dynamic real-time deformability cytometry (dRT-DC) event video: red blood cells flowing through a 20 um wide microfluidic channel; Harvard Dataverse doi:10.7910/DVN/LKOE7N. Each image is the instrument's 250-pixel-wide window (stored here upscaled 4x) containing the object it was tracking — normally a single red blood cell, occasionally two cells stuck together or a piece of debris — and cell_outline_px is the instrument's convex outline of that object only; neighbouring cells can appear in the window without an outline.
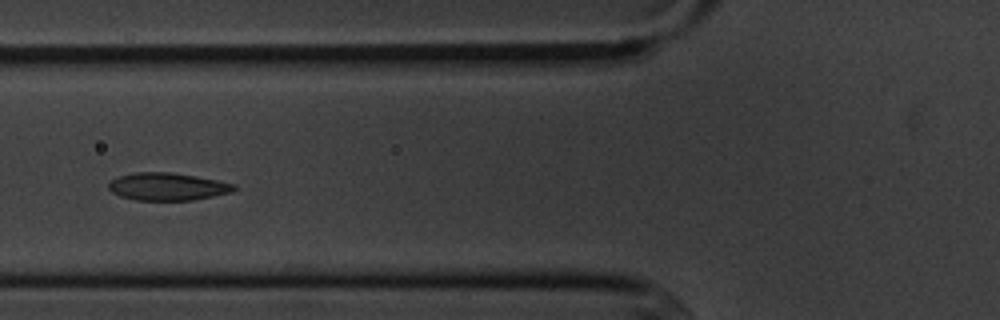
{"species": "common noctule bat (a hibernating species)", "species_latin": "Nyctalus noctula", "temperature_condition": "cold", "stored_images_in_passage": 14, "camera_frame_rate_fps": 3000, "um_per_image_px": 0.085, "animal": {"sex": "male", "body_mass_g": 20.1, "forearm_length_mm": 53.5}, "frame": {"image": 1, "passage_image": 5, "time_ms": 5.667, "image_size_px": [1000, 320], "cell_outline_px": [[236, 188], [232, 192], [192, 200], [136, 200], [120, 196], [112, 192], [108, 188], [108, 180], [116, 176], [132, 172], [168, 172], [196, 176], [236, 184]], "centroid_in_image_um": [14.17, 15.85], "position_along_channel_um": 111.6, "area_um2": 20.29}}
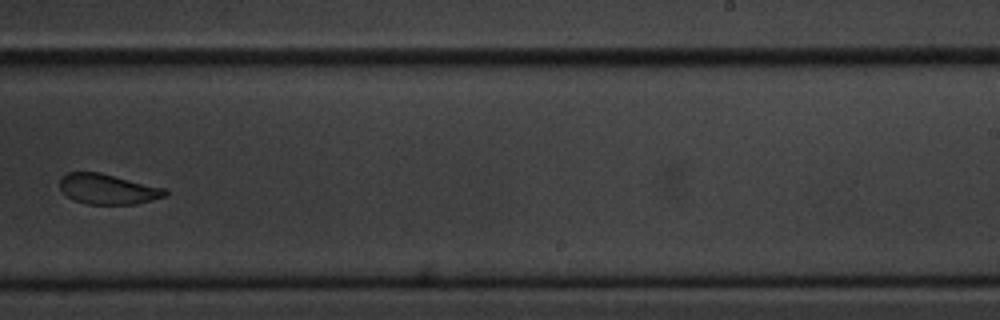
{"frame": {"image": 2, "passage_image": 9, "time_ms": 10.333, "image_size_px": [1000, 320], "cell_outline_px": [[168, 196], [136, 204], [88, 204], [76, 200], [68, 196], [60, 188], [60, 176], [68, 172], [100, 172], [168, 188]], "centroid_in_image_um": [9.23, 16.06], "position_along_channel_um": 279.8, "area_um2": 18.79}}
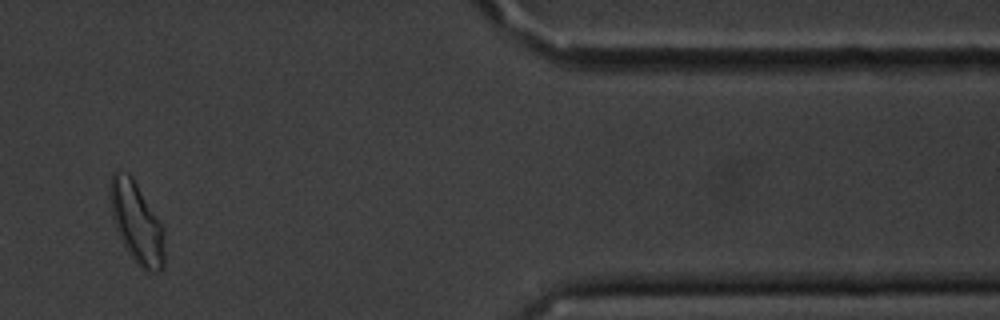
{"frame": {"image": 3, "passage_image": 12, "time_ms": 14.667, "image_size_px": [1000, 320], "cell_outline_px": [[164, 268], [160, 272], [144, 272], [136, 264], [128, 252], [116, 228], [112, 216], [108, 196], [108, 188], [112, 172], [116, 168], [128, 172], [132, 176], [164, 228]], "centroid_in_image_um": [11.6, 18.9], "position_along_channel_um": 399.8, "area_um2": 26.24}, "authors_computed_cell_mechanics": {"area_um2": 20.4323, "velocity_mm_per_s": 3.6013, "shape_relaxation_time_tau1_ms": 2.2088, "shape_relaxation_time_tau2_ms": null, "deformation_change_tau1": 0.0686, "deformation_change_tau2": null}}